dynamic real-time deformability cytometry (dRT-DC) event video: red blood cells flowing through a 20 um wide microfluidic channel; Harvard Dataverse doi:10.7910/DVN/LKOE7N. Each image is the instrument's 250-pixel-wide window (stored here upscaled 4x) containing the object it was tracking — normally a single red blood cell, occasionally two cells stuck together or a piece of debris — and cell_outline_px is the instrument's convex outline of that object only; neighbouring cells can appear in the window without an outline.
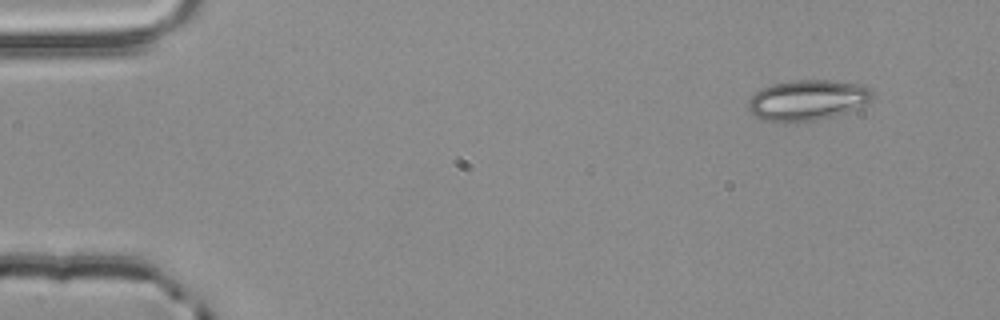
{"species": "common noctule bat (a hibernating species)", "species_latin": "Nyctalus noctula", "temperature_condition": "room temperature", "stored_images_in_passage": 3, "camera_frame_rate_fps": 3000, "um_per_image_px": 0.085, "animal": {"sex": "male", "body_mass_g": 20.4}, "frame": {"image": 1, "passage_image": 1, "time_ms": 0.0, "image_size_px": [1000, 320], "cell_outline_px": [[872, 96], [868, 100], [844, 112], [832, 116], [816, 120], [760, 120], [748, 108], [748, 100], [756, 92], [772, 84], [792, 80], [828, 80], [856, 84], [872, 88]], "centroid_in_image_um": [68.58, 8.48], "position_along_channel_um": 16.4, "area_um2": 28.26}}